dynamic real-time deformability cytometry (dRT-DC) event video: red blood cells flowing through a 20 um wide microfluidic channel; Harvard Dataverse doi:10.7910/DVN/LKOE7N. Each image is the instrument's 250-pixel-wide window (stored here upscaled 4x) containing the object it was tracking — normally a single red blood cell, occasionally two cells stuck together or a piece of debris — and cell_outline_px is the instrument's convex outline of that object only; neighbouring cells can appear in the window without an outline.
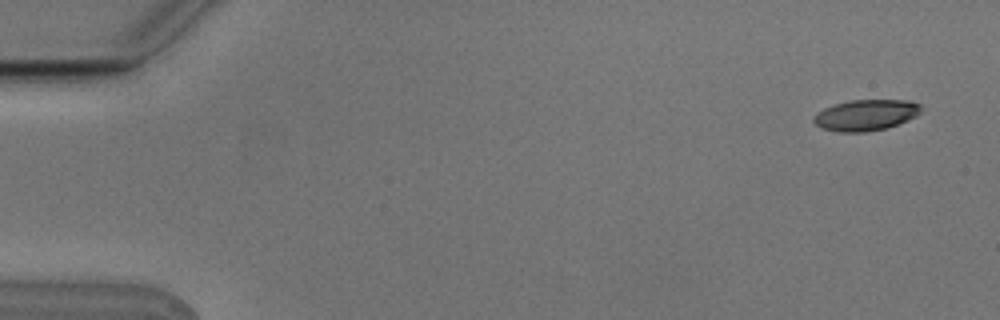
{"species": "Egyptian fruit bat (a non-hibernating species)", "species_latin": "Rousettus aegyptiacus", "temperature_condition": "cold", "stored_images_in_passage": 4, "camera_frame_rate_fps": 3000, "um_per_image_px": 0.085, "animal": {"sex": "male"}, "frame": {"image": 1, "passage_image": 1, "time_ms": 0.0, "image_size_px": [1000, 320], "cell_outline_px": [[924, 108], [916, 116], [888, 128], [864, 132], [840, 132], [824, 128], [816, 124], [812, 120], [816, 112], [824, 108], [848, 100], [908, 100], [920, 104]], "centroid_in_image_um": [73.62, 9.77], "position_along_channel_um": 11.4, "area_um2": 19.42}}